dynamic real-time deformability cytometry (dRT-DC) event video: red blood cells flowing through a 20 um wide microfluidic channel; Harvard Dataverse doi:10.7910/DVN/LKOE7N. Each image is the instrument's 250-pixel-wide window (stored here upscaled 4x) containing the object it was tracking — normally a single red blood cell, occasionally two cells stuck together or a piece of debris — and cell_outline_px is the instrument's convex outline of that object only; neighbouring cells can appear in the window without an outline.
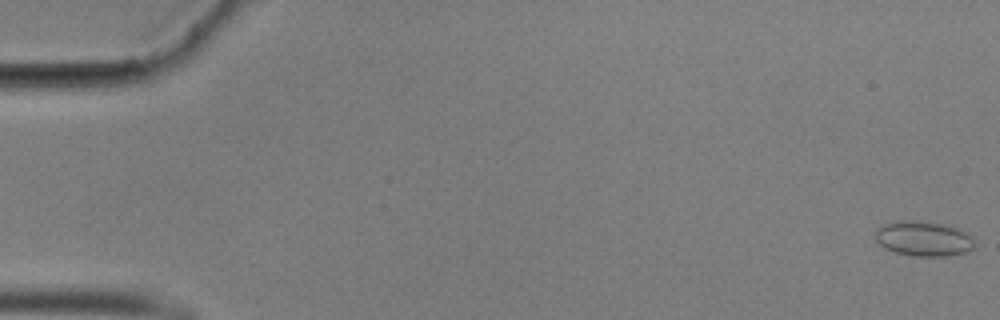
{"species": "common noctule bat (a hibernating species)", "species_latin": "Nyctalus noctula", "temperature_condition": "cold", "stored_images_in_passage": 57, "camera_frame_rate_fps": 3000, "um_per_image_px": 0.085, "animal": {"sex": "male", "body_mass_g": 17.9}, "frame": {"image": 1, "passage_image": 1, "time_ms": 0.0, "image_size_px": [1000, 320], "cell_outline_px": [[972, 248], [968, 252], [948, 256], [912, 256], [896, 252], [884, 248], [876, 240], [876, 232], [884, 224], [912, 220], [940, 224], [956, 228], [968, 232], [972, 236]], "centroid_in_image_um": [78.52, 20.31], "position_along_channel_um": 6.5, "area_um2": 19.83}}
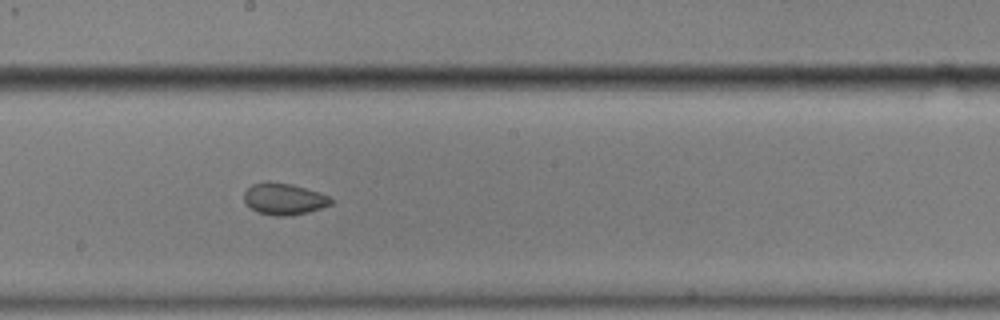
{"frame": {"image": 2, "passage_image": 32, "time_ms": 10.333, "image_size_px": [1000, 320], "cell_outline_px": [[332, 204], [308, 212], [288, 216], [276, 216], [256, 212], [244, 200], [244, 192], [252, 184], [292, 184], [328, 196], [332, 200]], "centroid_in_image_um": [24.14, 16.95], "position_along_channel_um": 224.1, "area_um2": 15.32}}
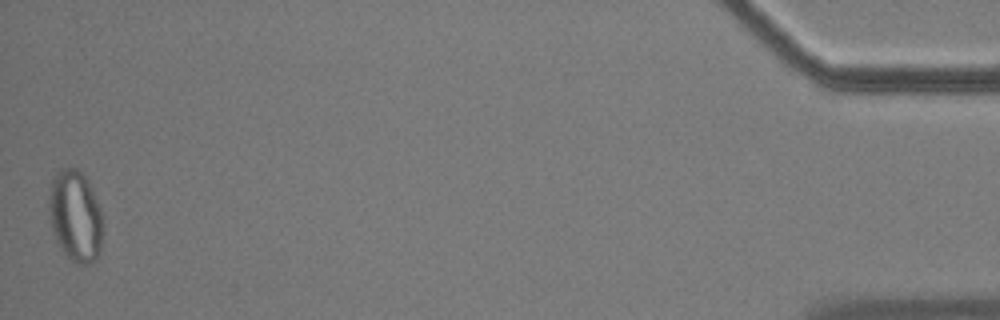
{"frame": {"image": 3, "passage_image": 57, "time_ms": 18.667, "image_size_px": [1000, 320], "cell_outline_px": [[104, 216], [100, 248], [96, 260], [92, 264], [76, 264], [68, 260], [56, 240], [52, 228], [48, 208], [48, 200], [52, 180], [56, 172], [60, 168], [76, 168], [88, 180], [92, 188]], "centroid_in_image_um": [6.42, 18.38], "position_along_channel_um": 428.8, "area_um2": 29.19}, "authors_computed_cell_mechanics": {"area_um2": 17.7446, "velocity_mm_per_s": 3.5191, "shape_relaxation_time_tau1_ms": null, "shape_relaxation_time_tau2_ms": 2.2866, "deformation_change_tau1": null, "deformation_change_tau2": 0.0534}}